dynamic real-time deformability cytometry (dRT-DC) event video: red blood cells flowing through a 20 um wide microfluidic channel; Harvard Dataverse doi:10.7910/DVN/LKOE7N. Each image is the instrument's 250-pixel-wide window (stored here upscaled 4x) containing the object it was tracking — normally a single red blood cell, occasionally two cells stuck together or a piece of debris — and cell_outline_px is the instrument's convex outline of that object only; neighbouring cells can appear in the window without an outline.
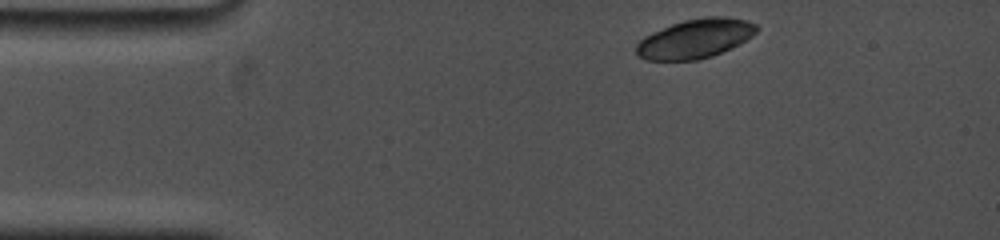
{"species": "common noctule bat (a hibernating species)", "species_latin": "Nyctalus noctula", "temperature_condition": "cold", "stored_images_in_passage": 5, "camera_frame_rate_fps": 5000, "um_per_image_px": 0.085, "animal": {"sex": "female", "body_mass_g": 19.0, "forearm_length_mm": 53.3}, "frame": {"image": 1, "passage_image": 1, "time_ms": 0.0, "image_size_px": [1000, 240], "cell_outline_px": [[760, 28], [752, 36], [740, 44], [712, 56], [696, 60], [644, 60], [636, 56], [636, 44], [644, 36], [652, 32], [672, 24], [684, 20], [704, 16], [724, 16], [748, 20], [756, 24]], "centroid_in_image_um": [59.1, 3.28], "position_along_channel_um": 25.9, "area_um2": 27.74}}